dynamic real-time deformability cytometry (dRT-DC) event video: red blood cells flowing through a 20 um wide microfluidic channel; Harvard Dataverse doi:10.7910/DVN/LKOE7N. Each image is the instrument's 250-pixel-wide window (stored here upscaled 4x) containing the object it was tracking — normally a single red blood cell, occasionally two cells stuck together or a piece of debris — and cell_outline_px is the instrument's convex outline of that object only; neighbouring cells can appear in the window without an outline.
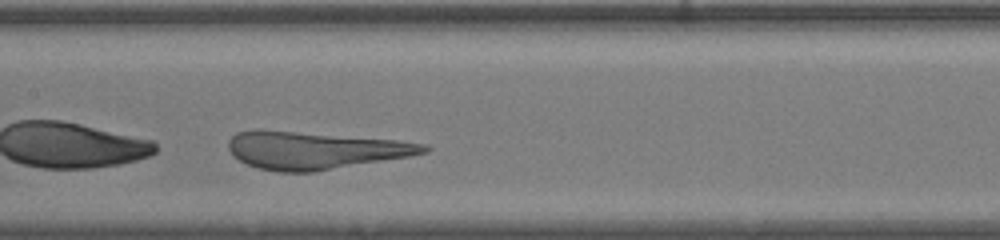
{"species": "human", "species_latin": "Homo sapiens", "temperature_condition": "room temperature", "stored_images_in_passage": 27, "camera_frame_rate_fps": 3000, "um_per_image_px": 0.085, "donor": {"sex": "male"}, "frame": {"image": 1, "passage_image": 12, "time_ms": 3.667, "image_size_px": [1000, 240], "cell_outline_px": [[432, 148], [428, 152], [408, 156], [312, 172], [276, 172], [256, 168], [240, 160], [228, 148], [228, 140], [236, 132], [256, 128], [396, 140], [424, 144]], "centroid_in_image_um": [26.7, 12.76], "position_along_channel_um": 180.7, "area_um2": 42.6}}